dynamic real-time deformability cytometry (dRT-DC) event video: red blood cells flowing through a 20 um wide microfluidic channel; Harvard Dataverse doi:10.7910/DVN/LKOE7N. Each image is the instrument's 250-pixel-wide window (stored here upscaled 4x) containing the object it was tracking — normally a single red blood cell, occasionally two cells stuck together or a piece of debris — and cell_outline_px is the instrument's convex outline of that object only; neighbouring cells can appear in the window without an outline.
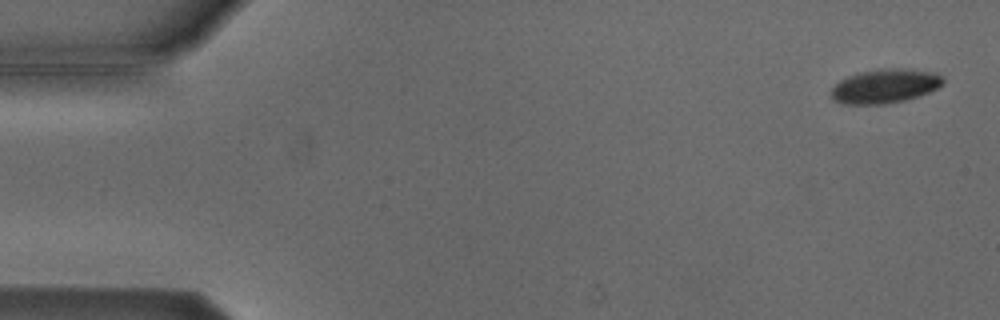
{"species": "Egyptian fruit bat (a non-hibernating species)", "species_latin": "Rousettus aegyptiacus", "temperature_condition": "cold", "stored_images_in_passage": 2, "camera_frame_rate_fps": 3000, "um_per_image_px": 0.085, "animal": {"sex": "male"}, "frame": {"image": 1, "passage_image": 1, "time_ms": 0.0, "image_size_px": [1000, 320], "cell_outline_px": [[944, 84], [928, 92], [904, 100], [884, 104], [844, 104], [832, 100], [828, 92], [840, 80], [848, 76], [860, 72], [880, 68], [912, 68], [936, 72], [944, 80]], "centroid_in_image_um": [75.2, 7.3], "position_along_channel_um": 9.8, "area_um2": 22.48}}